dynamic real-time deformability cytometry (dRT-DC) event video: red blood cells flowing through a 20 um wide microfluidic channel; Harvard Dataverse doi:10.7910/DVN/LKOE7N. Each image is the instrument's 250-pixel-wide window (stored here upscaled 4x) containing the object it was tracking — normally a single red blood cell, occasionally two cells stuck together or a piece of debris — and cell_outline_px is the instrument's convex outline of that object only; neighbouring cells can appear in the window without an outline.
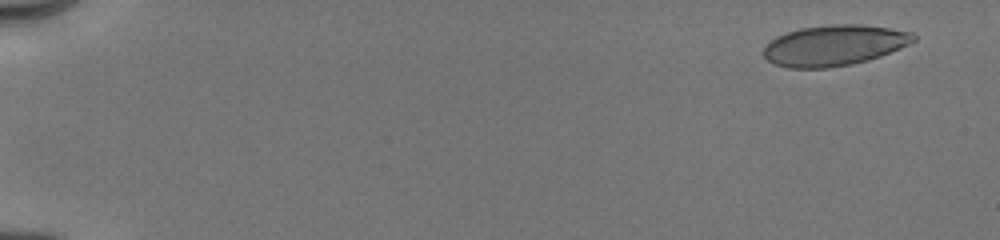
{"species": "human", "species_latin": "Homo sapiens", "temperature_condition": "cold", "stored_images_in_passage": 52, "camera_frame_rate_fps": 3000, "um_per_image_px": 0.085, "donor": {"sex": "male"}, "frame": {"image": 1, "passage_image": 1, "time_ms": 0.0, "image_size_px": [1000, 240], "cell_outline_px": [[916, 40], [900, 48], [880, 56], [868, 60], [852, 64], [828, 68], [788, 68], [776, 64], [768, 60], [764, 56], [764, 44], [776, 36], [800, 28], [832, 24], [860, 24], [888, 28], [912, 32], [916, 36]], "centroid_in_image_um": [70.89, 3.85], "position_along_channel_um": 14.1, "area_um2": 35.55}}
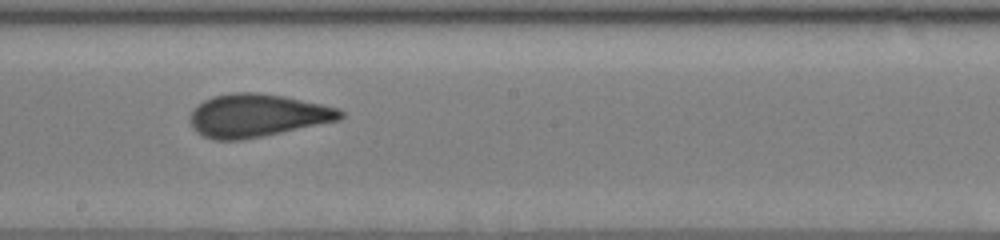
{"frame": {"image": 2, "passage_image": 27, "time_ms": 9.333, "image_size_px": [1000, 240], "cell_outline_px": [[344, 116], [340, 120], [240, 140], [212, 140], [196, 132], [192, 128], [188, 120], [188, 116], [204, 100], [212, 96], [236, 92], [256, 92], [284, 96], [340, 108], [344, 112]], "centroid_in_image_um": [21.84, 9.81], "position_along_channel_um": 226.4, "area_um2": 37.51}}
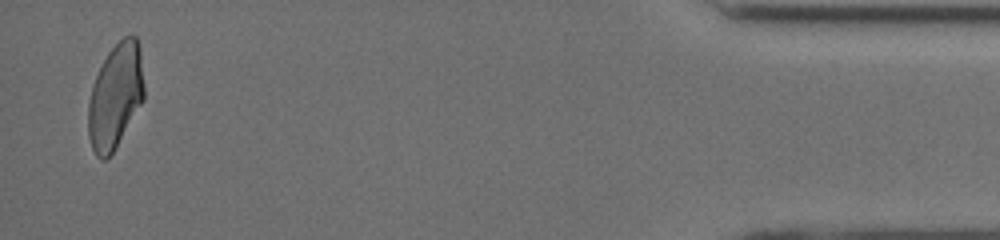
{"frame": {"image": 3, "passage_image": 50, "time_ms": 16.0, "image_size_px": [1000, 240], "cell_outline_px": [[144, 100], [112, 152], [104, 160], [100, 160], [96, 156], [92, 148], [88, 136], [88, 104], [92, 84], [108, 52], [124, 36], [136, 36], [140, 44], [144, 88]], "centroid_in_image_um": [9.81, 8.16], "position_along_channel_um": 425.4, "area_um2": 33.99}, "authors_computed_cell_mechanics": {"area_um2": 36.1828, "velocity_mm_per_s": 4.0324, "shape_relaxation_time_tau1_ms": 8.6093, "shape_relaxation_time_tau2_ms": 0.5942, "deformation_change_tau1": 0.2074, "deformation_change_tau2": 0.0551}}